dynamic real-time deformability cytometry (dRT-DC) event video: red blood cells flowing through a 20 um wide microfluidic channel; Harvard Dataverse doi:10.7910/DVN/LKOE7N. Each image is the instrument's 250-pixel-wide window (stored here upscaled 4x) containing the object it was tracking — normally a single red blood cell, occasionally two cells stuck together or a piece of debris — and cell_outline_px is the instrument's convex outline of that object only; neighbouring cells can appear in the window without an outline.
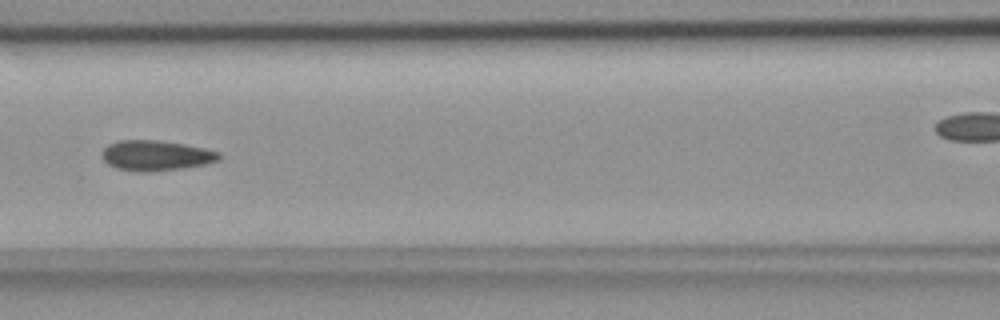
{"species": "common noctule bat (a hibernating species)", "species_latin": "Nyctalus noctula", "temperature_condition": "room temperature", "stored_images_in_passage": 53, "camera_frame_rate_fps": 3000, "um_per_image_px": 0.085, "animal": {"sex": "female", "body_mass_g": 18.4}, "frame": {"image": 1, "passage_image": 23, "time_ms": 7.333, "image_size_px": [1000, 320], "cell_outline_px": [[220, 160], [204, 164], [180, 168], [152, 172], [140, 172], [116, 168], [108, 164], [100, 156], [100, 152], [108, 144], [120, 140], [152, 140], [184, 144], [204, 148], [220, 152]], "centroid_in_image_um": [13.21, 13.22], "position_along_channel_um": 153.4, "area_um2": 20.63}}
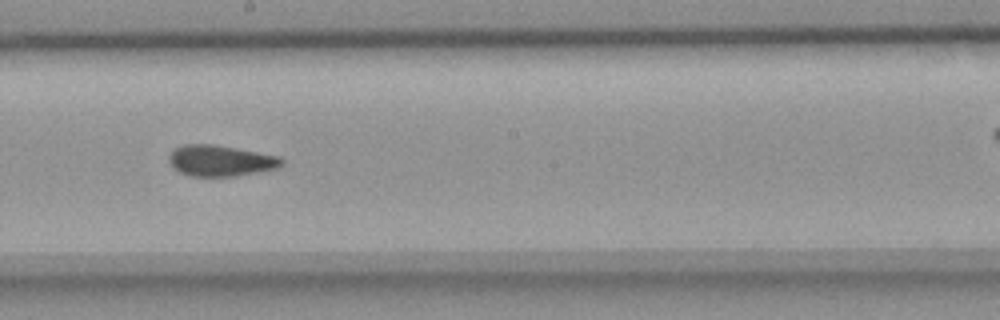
{"frame": {"image": 2, "passage_image": 29, "time_ms": 9.333, "image_size_px": [1000, 320], "cell_outline_px": [[284, 164], [276, 168], [236, 176], [188, 176], [172, 168], [168, 160], [168, 156], [176, 148], [184, 144], [212, 144], [280, 156], [284, 160]], "centroid_in_image_um": [18.73, 13.66], "position_along_channel_um": 229.5, "area_um2": 20.35}}
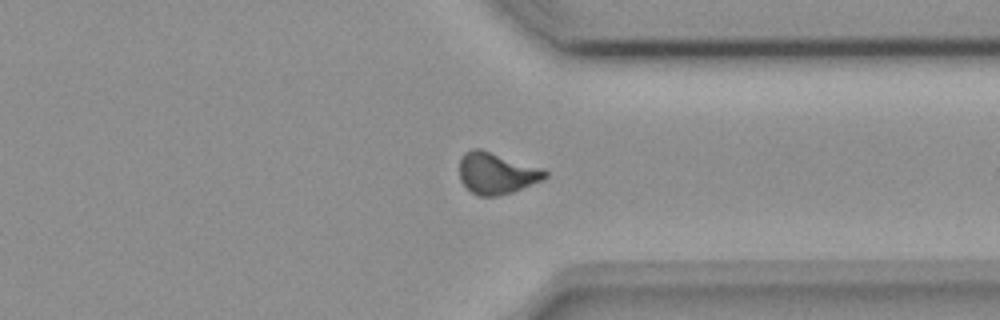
{"frame": {"image": 3, "passage_image": 40, "time_ms": 13.0, "image_size_px": [1000, 320], "cell_outline_px": [[548, 176], [544, 180], [512, 192], [496, 196], [480, 196], [472, 192], [460, 180], [460, 160], [464, 152], [472, 148], [480, 148], [544, 168], [548, 172]], "centroid_in_image_um": [42.24, 14.71], "position_along_channel_um": 369.2, "area_um2": 20.87}, "authors_computed_cell_mechanics": {"area_um2": 20.2878, "velocity_mm_per_s": 3.8385, "shape_relaxation_time_tau1_ms": null, "shape_relaxation_time_tau2_ms": 2.7963, "deformation_change_tau1": null, "deformation_change_tau2": 0.0737}}